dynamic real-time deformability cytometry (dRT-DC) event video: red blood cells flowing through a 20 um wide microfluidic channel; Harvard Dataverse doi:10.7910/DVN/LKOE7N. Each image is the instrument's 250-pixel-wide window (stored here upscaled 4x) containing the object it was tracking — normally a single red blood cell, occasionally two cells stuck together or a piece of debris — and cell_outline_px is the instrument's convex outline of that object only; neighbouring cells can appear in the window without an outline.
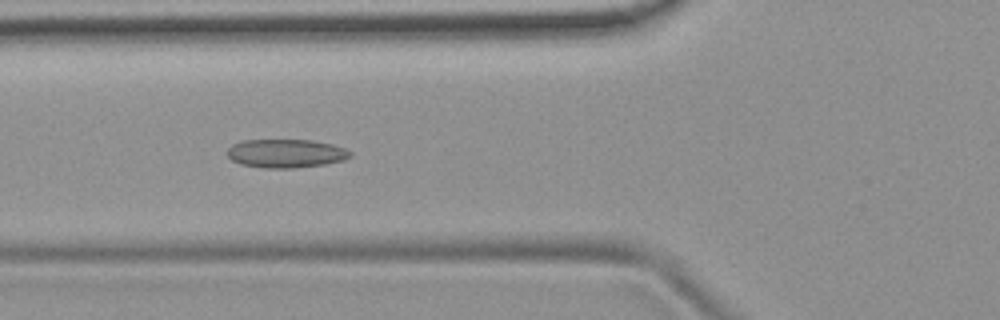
{"species": "common noctule bat (a hibernating species)", "species_latin": "Nyctalus noctula", "temperature_condition": "room temperature", "stored_images_in_passage": 6, "camera_frame_rate_fps": 3000, "um_per_image_px": 0.085, "animal": {"sex": "female", "body_mass_g": 19.9}, "frame": {"image": 1, "passage_image": 6, "time_ms": 5.667, "image_size_px": [1000, 320], "cell_outline_px": [[352, 156], [344, 160], [324, 164], [296, 168], [264, 168], [240, 164], [232, 160], [228, 156], [228, 148], [232, 144], [244, 140], [312, 140], [332, 144], [344, 148], [352, 152]], "centroid_in_image_um": [24.31, 13.04], "position_along_channel_um": 101.5, "area_um2": 20.52}}